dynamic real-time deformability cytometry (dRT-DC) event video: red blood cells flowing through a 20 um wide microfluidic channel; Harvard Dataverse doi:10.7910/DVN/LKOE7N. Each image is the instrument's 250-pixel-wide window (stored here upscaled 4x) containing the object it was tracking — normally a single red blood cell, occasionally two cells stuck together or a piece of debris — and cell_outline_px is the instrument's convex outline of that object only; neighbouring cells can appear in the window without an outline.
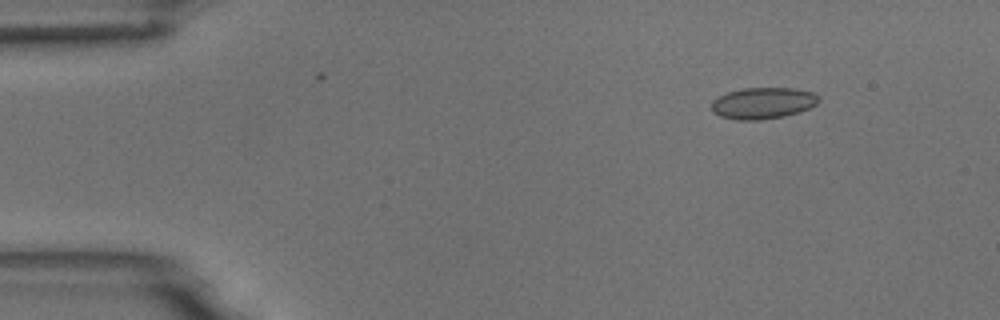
{"species": "common noctule bat (a hibernating species)", "species_latin": "Nyctalus noctula", "temperature_condition": "room temperature", "stored_images_in_passage": 4, "camera_frame_rate_fps": 3000, "um_per_image_px": 0.085, "animal": {"sex": "male", "body_mass_g": 18.8}, "frame": {"image": 1, "passage_image": 2, "time_ms": 1.333, "image_size_px": [1000, 320], "cell_outline_px": [[820, 100], [816, 104], [808, 108], [784, 116], [756, 120], [736, 120], [720, 116], [712, 112], [712, 100], [728, 92], [744, 88], [796, 88], [812, 92], [820, 96]], "centroid_in_image_um": [64.84, 8.76], "position_along_channel_um": 20.2, "area_um2": 19.54}}